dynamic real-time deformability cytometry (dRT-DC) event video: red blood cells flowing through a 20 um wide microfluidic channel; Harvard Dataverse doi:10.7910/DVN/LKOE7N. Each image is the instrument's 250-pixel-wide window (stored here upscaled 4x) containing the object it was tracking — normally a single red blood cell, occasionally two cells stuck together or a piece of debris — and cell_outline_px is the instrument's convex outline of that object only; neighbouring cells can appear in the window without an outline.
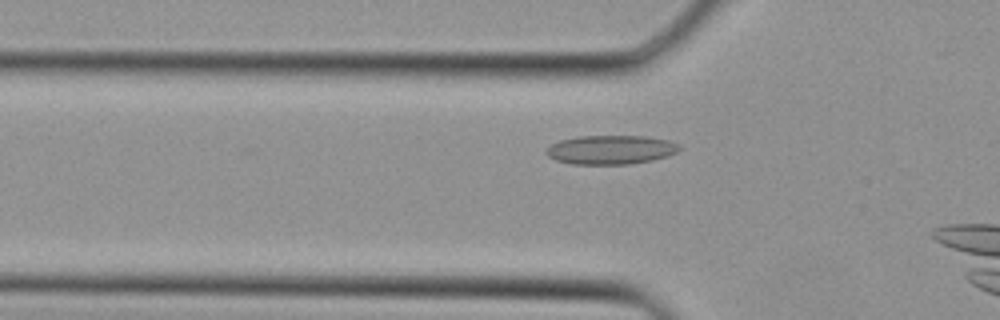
{"species": "Egyptian fruit bat (a non-hibernating species)", "species_latin": "Rousettus aegyptiacus", "temperature_condition": "cold", "stored_images_in_passage": 4, "camera_frame_rate_fps": 3000, "um_per_image_px": 0.085, "animal": {"sex": "female"}, "frame": {"image": 1, "passage_image": 2, "time_ms": 0.333, "image_size_px": [1000, 320], "cell_outline_px": [[680, 148], [676, 152], [652, 160], [628, 164], [572, 164], [556, 160], [548, 156], [544, 152], [552, 144], [560, 140], [576, 136], [644, 136], [668, 140], [680, 144]], "centroid_in_image_um": [51.89, 12.72], "position_along_channel_um": 73.9, "area_um2": 22.37}}